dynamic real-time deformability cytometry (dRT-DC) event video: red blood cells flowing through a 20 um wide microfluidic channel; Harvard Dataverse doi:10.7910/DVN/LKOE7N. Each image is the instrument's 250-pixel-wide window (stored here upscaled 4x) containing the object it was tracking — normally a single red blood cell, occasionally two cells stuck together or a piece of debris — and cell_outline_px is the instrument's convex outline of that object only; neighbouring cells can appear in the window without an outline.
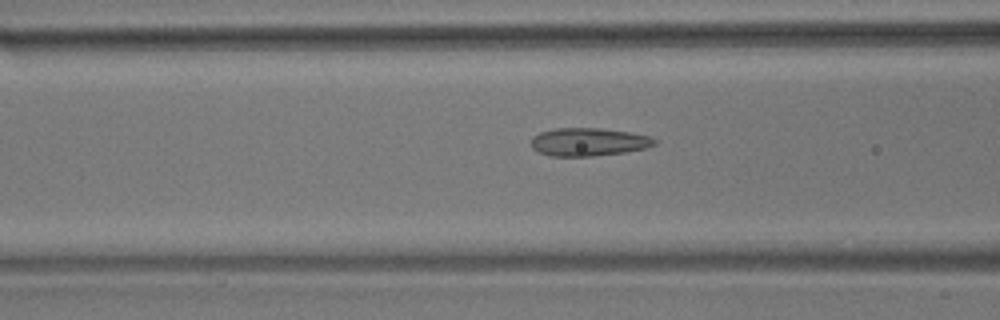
{"species": "common noctule bat (a hibernating species)", "species_latin": "Nyctalus noctula", "temperature_condition": "room temperature", "stored_images_in_passage": 55, "camera_frame_rate_fps": 3000, "um_per_image_px": 0.085, "animal": {"sex": "male", "body_mass_g": 17.9}, "frame": {"image": 1, "passage_image": 21, "time_ms": 6.667, "image_size_px": [1000, 320], "cell_outline_px": [[656, 144], [644, 148], [624, 152], [592, 156], [548, 156], [536, 152], [532, 148], [532, 136], [540, 132], [556, 128], [600, 128], [628, 132], [648, 136], [656, 140]], "centroid_in_image_um": [49.96, 12.07], "position_along_channel_um": 116.6, "area_um2": 20.11}}
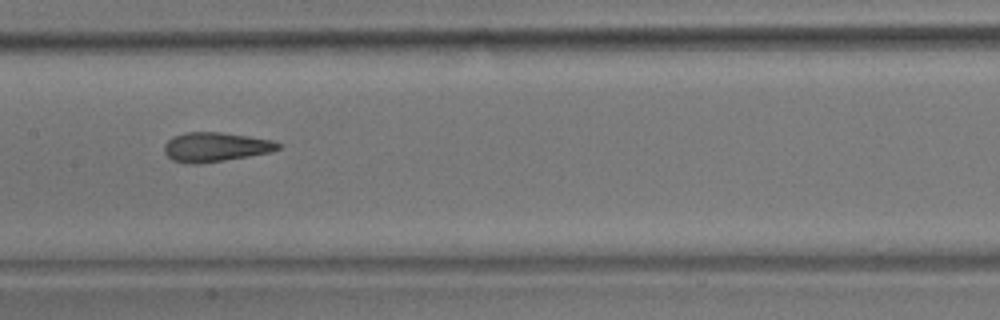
{"frame": {"image": 2, "passage_image": 27, "time_ms": 8.667, "image_size_px": [1000, 320], "cell_outline_px": [[280, 148], [272, 152], [224, 160], [196, 164], [192, 164], [172, 160], [164, 152], [164, 144], [168, 140], [176, 136], [188, 132], [220, 132], [248, 136], [272, 140], [280, 144]], "centroid_in_image_um": [18.32, 12.49], "position_along_channel_um": 189.1, "area_um2": 19.25}}
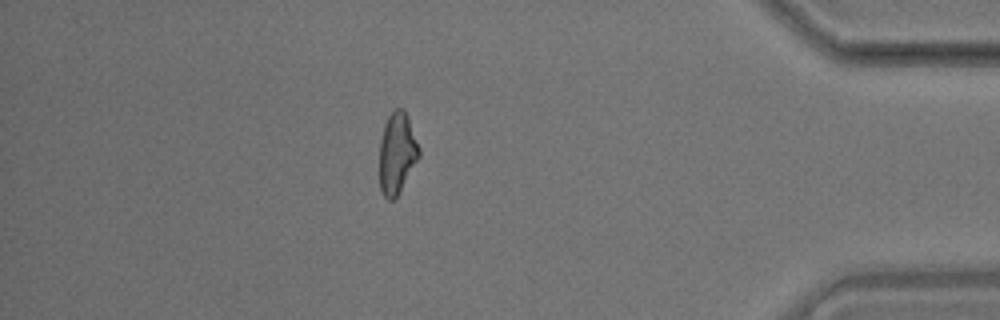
{"frame": {"image": 3, "passage_image": 48, "time_ms": 15.667, "image_size_px": [1000, 320], "cell_outline_px": [[420, 156], [396, 196], [392, 200], [388, 200], [384, 196], [380, 188], [380, 140], [384, 124], [392, 108], [404, 108], [408, 116], [420, 148]], "centroid_in_image_um": [33.75, 12.95], "position_along_channel_um": 401.5, "area_um2": 18.73}, "authors_computed_cell_mechanics": {"area_um2": 19.363, "velocity_mm_per_s": 3.6106, "shape_relaxation_time_tau1_ms": 5.3329, "shape_relaxation_time_tau2_ms": 1.6977, "deformation_change_tau1": 0.1667, "deformation_change_tau2": 0.1052}}